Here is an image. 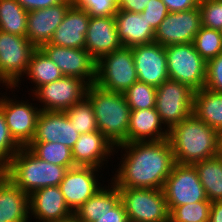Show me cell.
<instances>
[{"mask_svg":"<svg viewBox=\"0 0 222 222\" xmlns=\"http://www.w3.org/2000/svg\"><path fill=\"white\" fill-rule=\"evenodd\" d=\"M119 151L118 168L111 172L114 175L110 179L118 188L163 189L175 164L168 139L123 143L114 153Z\"/></svg>","mask_w":222,"mask_h":222,"instance_id":"obj_1","label":"cell"},{"mask_svg":"<svg viewBox=\"0 0 222 222\" xmlns=\"http://www.w3.org/2000/svg\"><path fill=\"white\" fill-rule=\"evenodd\" d=\"M218 131L194 113L168 131L175 163L193 165L218 155Z\"/></svg>","mask_w":222,"mask_h":222,"instance_id":"obj_2","label":"cell"},{"mask_svg":"<svg viewBox=\"0 0 222 222\" xmlns=\"http://www.w3.org/2000/svg\"><path fill=\"white\" fill-rule=\"evenodd\" d=\"M86 98L90 101L97 129L116 147L127 143L128 125L131 109L123 93L102 89L90 84Z\"/></svg>","mask_w":222,"mask_h":222,"instance_id":"obj_3","label":"cell"},{"mask_svg":"<svg viewBox=\"0 0 222 222\" xmlns=\"http://www.w3.org/2000/svg\"><path fill=\"white\" fill-rule=\"evenodd\" d=\"M67 170V167L43 161L27 147H21L5 166V176L30 195L40 188L59 186Z\"/></svg>","mask_w":222,"mask_h":222,"instance_id":"obj_4","label":"cell"},{"mask_svg":"<svg viewBox=\"0 0 222 222\" xmlns=\"http://www.w3.org/2000/svg\"><path fill=\"white\" fill-rule=\"evenodd\" d=\"M5 88V93L3 91L0 92V108L4 113L6 124L13 139L21 147H27L34 138L41 108H38L39 106L36 102L33 103L35 99L33 96L31 97L30 93H28L30 95L28 98H31V101L27 97H24L25 100H22L19 95H16L15 98L13 94L18 89L14 87ZM6 91H11L13 94L12 97Z\"/></svg>","mask_w":222,"mask_h":222,"instance_id":"obj_5","label":"cell"},{"mask_svg":"<svg viewBox=\"0 0 222 222\" xmlns=\"http://www.w3.org/2000/svg\"><path fill=\"white\" fill-rule=\"evenodd\" d=\"M137 81L132 47H122L97 61L95 84L102 89L124 93Z\"/></svg>","mask_w":222,"mask_h":222,"instance_id":"obj_6","label":"cell"},{"mask_svg":"<svg viewBox=\"0 0 222 222\" xmlns=\"http://www.w3.org/2000/svg\"><path fill=\"white\" fill-rule=\"evenodd\" d=\"M169 79L188 85L194 91L205 88L207 62L193 43L165 46Z\"/></svg>","mask_w":222,"mask_h":222,"instance_id":"obj_7","label":"cell"},{"mask_svg":"<svg viewBox=\"0 0 222 222\" xmlns=\"http://www.w3.org/2000/svg\"><path fill=\"white\" fill-rule=\"evenodd\" d=\"M194 90L181 82L167 79L156 87V110L169 131L193 113Z\"/></svg>","mask_w":222,"mask_h":222,"instance_id":"obj_8","label":"cell"},{"mask_svg":"<svg viewBox=\"0 0 222 222\" xmlns=\"http://www.w3.org/2000/svg\"><path fill=\"white\" fill-rule=\"evenodd\" d=\"M35 50L27 37L0 31V81L5 87L22 80Z\"/></svg>","mask_w":222,"mask_h":222,"instance_id":"obj_9","label":"cell"},{"mask_svg":"<svg viewBox=\"0 0 222 222\" xmlns=\"http://www.w3.org/2000/svg\"><path fill=\"white\" fill-rule=\"evenodd\" d=\"M127 218L143 222H169L163 189L118 188Z\"/></svg>","mask_w":222,"mask_h":222,"instance_id":"obj_10","label":"cell"},{"mask_svg":"<svg viewBox=\"0 0 222 222\" xmlns=\"http://www.w3.org/2000/svg\"><path fill=\"white\" fill-rule=\"evenodd\" d=\"M169 213L178 206L209 201L194 165L175 163L164 187Z\"/></svg>","mask_w":222,"mask_h":222,"instance_id":"obj_11","label":"cell"},{"mask_svg":"<svg viewBox=\"0 0 222 222\" xmlns=\"http://www.w3.org/2000/svg\"><path fill=\"white\" fill-rule=\"evenodd\" d=\"M88 84L77 77L62 76L59 80L38 87L31 96L45 111L64 112L86 97Z\"/></svg>","mask_w":222,"mask_h":222,"instance_id":"obj_12","label":"cell"},{"mask_svg":"<svg viewBox=\"0 0 222 222\" xmlns=\"http://www.w3.org/2000/svg\"><path fill=\"white\" fill-rule=\"evenodd\" d=\"M101 171L104 170L82 166H75L67 170L59 187L68 208L73 213L103 187L105 181L99 176Z\"/></svg>","mask_w":222,"mask_h":222,"instance_id":"obj_13","label":"cell"},{"mask_svg":"<svg viewBox=\"0 0 222 222\" xmlns=\"http://www.w3.org/2000/svg\"><path fill=\"white\" fill-rule=\"evenodd\" d=\"M40 49L58 66L63 76L80 78L88 85L95 84L97 61L85 48L75 49L46 43Z\"/></svg>","mask_w":222,"mask_h":222,"instance_id":"obj_14","label":"cell"},{"mask_svg":"<svg viewBox=\"0 0 222 222\" xmlns=\"http://www.w3.org/2000/svg\"><path fill=\"white\" fill-rule=\"evenodd\" d=\"M202 27L199 7L169 12L155 30V42L162 46L192 43Z\"/></svg>","mask_w":222,"mask_h":222,"instance_id":"obj_15","label":"cell"},{"mask_svg":"<svg viewBox=\"0 0 222 222\" xmlns=\"http://www.w3.org/2000/svg\"><path fill=\"white\" fill-rule=\"evenodd\" d=\"M138 81L158 87L169 79L165 47L153 42L132 47Z\"/></svg>","mask_w":222,"mask_h":222,"instance_id":"obj_16","label":"cell"},{"mask_svg":"<svg viewBox=\"0 0 222 222\" xmlns=\"http://www.w3.org/2000/svg\"><path fill=\"white\" fill-rule=\"evenodd\" d=\"M114 150L115 147L100 131H93L80 134L72 148V158L75 166L105 169L109 160L113 161L111 159L117 156Z\"/></svg>","mask_w":222,"mask_h":222,"instance_id":"obj_17","label":"cell"},{"mask_svg":"<svg viewBox=\"0 0 222 222\" xmlns=\"http://www.w3.org/2000/svg\"><path fill=\"white\" fill-rule=\"evenodd\" d=\"M72 5L71 0L28 12L27 39L36 47L49 43L56 28Z\"/></svg>","mask_w":222,"mask_h":222,"instance_id":"obj_18","label":"cell"},{"mask_svg":"<svg viewBox=\"0 0 222 222\" xmlns=\"http://www.w3.org/2000/svg\"><path fill=\"white\" fill-rule=\"evenodd\" d=\"M79 136L65 112L41 110L31 142H58L72 149Z\"/></svg>","mask_w":222,"mask_h":222,"instance_id":"obj_19","label":"cell"},{"mask_svg":"<svg viewBox=\"0 0 222 222\" xmlns=\"http://www.w3.org/2000/svg\"><path fill=\"white\" fill-rule=\"evenodd\" d=\"M122 47L114 16H90L85 49L96 61Z\"/></svg>","mask_w":222,"mask_h":222,"instance_id":"obj_20","label":"cell"},{"mask_svg":"<svg viewBox=\"0 0 222 222\" xmlns=\"http://www.w3.org/2000/svg\"><path fill=\"white\" fill-rule=\"evenodd\" d=\"M29 206L30 221L35 218V222L56 221L73 214L68 208L59 186L35 190L29 195Z\"/></svg>","mask_w":222,"mask_h":222,"instance_id":"obj_21","label":"cell"},{"mask_svg":"<svg viewBox=\"0 0 222 222\" xmlns=\"http://www.w3.org/2000/svg\"><path fill=\"white\" fill-rule=\"evenodd\" d=\"M89 21L90 15L86 10L71 5L49 43L75 49L85 48Z\"/></svg>","mask_w":222,"mask_h":222,"instance_id":"obj_22","label":"cell"},{"mask_svg":"<svg viewBox=\"0 0 222 222\" xmlns=\"http://www.w3.org/2000/svg\"><path fill=\"white\" fill-rule=\"evenodd\" d=\"M118 37L123 47L155 42V30L141 13L117 10L114 15Z\"/></svg>","mask_w":222,"mask_h":222,"instance_id":"obj_23","label":"cell"},{"mask_svg":"<svg viewBox=\"0 0 222 222\" xmlns=\"http://www.w3.org/2000/svg\"><path fill=\"white\" fill-rule=\"evenodd\" d=\"M168 139V130L154 108L131 110L127 143Z\"/></svg>","mask_w":222,"mask_h":222,"instance_id":"obj_24","label":"cell"},{"mask_svg":"<svg viewBox=\"0 0 222 222\" xmlns=\"http://www.w3.org/2000/svg\"><path fill=\"white\" fill-rule=\"evenodd\" d=\"M0 222H30L29 195L6 176L0 180Z\"/></svg>","mask_w":222,"mask_h":222,"instance_id":"obj_25","label":"cell"},{"mask_svg":"<svg viewBox=\"0 0 222 222\" xmlns=\"http://www.w3.org/2000/svg\"><path fill=\"white\" fill-rule=\"evenodd\" d=\"M107 182L74 213L78 222H95L121 201L118 187L110 179Z\"/></svg>","mask_w":222,"mask_h":222,"instance_id":"obj_26","label":"cell"},{"mask_svg":"<svg viewBox=\"0 0 222 222\" xmlns=\"http://www.w3.org/2000/svg\"><path fill=\"white\" fill-rule=\"evenodd\" d=\"M62 76L63 74L58 66L40 48H36L31 56L27 72L22 78L23 80H20L14 88L21 89V82L30 80L28 83L33 84V88H29L27 93L31 91L32 94L38 87L59 80Z\"/></svg>","mask_w":222,"mask_h":222,"instance_id":"obj_27","label":"cell"},{"mask_svg":"<svg viewBox=\"0 0 222 222\" xmlns=\"http://www.w3.org/2000/svg\"><path fill=\"white\" fill-rule=\"evenodd\" d=\"M193 113L216 131L222 129V93L206 88L194 92Z\"/></svg>","mask_w":222,"mask_h":222,"instance_id":"obj_28","label":"cell"},{"mask_svg":"<svg viewBox=\"0 0 222 222\" xmlns=\"http://www.w3.org/2000/svg\"><path fill=\"white\" fill-rule=\"evenodd\" d=\"M193 165L197 170L207 199L211 202L222 201V157L217 155Z\"/></svg>","mask_w":222,"mask_h":222,"instance_id":"obj_29","label":"cell"},{"mask_svg":"<svg viewBox=\"0 0 222 222\" xmlns=\"http://www.w3.org/2000/svg\"><path fill=\"white\" fill-rule=\"evenodd\" d=\"M28 11L16 0H0V31L26 37Z\"/></svg>","mask_w":222,"mask_h":222,"instance_id":"obj_30","label":"cell"},{"mask_svg":"<svg viewBox=\"0 0 222 222\" xmlns=\"http://www.w3.org/2000/svg\"><path fill=\"white\" fill-rule=\"evenodd\" d=\"M27 148L39 159L51 164L67 167H75L72 158V149L57 143L31 142Z\"/></svg>","mask_w":222,"mask_h":222,"instance_id":"obj_31","label":"cell"},{"mask_svg":"<svg viewBox=\"0 0 222 222\" xmlns=\"http://www.w3.org/2000/svg\"><path fill=\"white\" fill-rule=\"evenodd\" d=\"M64 112L79 134L98 131L97 120L92 105L86 97Z\"/></svg>","mask_w":222,"mask_h":222,"instance_id":"obj_32","label":"cell"},{"mask_svg":"<svg viewBox=\"0 0 222 222\" xmlns=\"http://www.w3.org/2000/svg\"><path fill=\"white\" fill-rule=\"evenodd\" d=\"M192 43L207 62L222 52V32L202 26Z\"/></svg>","mask_w":222,"mask_h":222,"instance_id":"obj_33","label":"cell"},{"mask_svg":"<svg viewBox=\"0 0 222 222\" xmlns=\"http://www.w3.org/2000/svg\"><path fill=\"white\" fill-rule=\"evenodd\" d=\"M131 110L154 108L156 106V87L135 82L123 93Z\"/></svg>","mask_w":222,"mask_h":222,"instance_id":"obj_34","label":"cell"},{"mask_svg":"<svg viewBox=\"0 0 222 222\" xmlns=\"http://www.w3.org/2000/svg\"><path fill=\"white\" fill-rule=\"evenodd\" d=\"M211 201H199L175 207L169 213V222H208Z\"/></svg>","mask_w":222,"mask_h":222,"instance_id":"obj_35","label":"cell"},{"mask_svg":"<svg viewBox=\"0 0 222 222\" xmlns=\"http://www.w3.org/2000/svg\"><path fill=\"white\" fill-rule=\"evenodd\" d=\"M202 26L222 32V0H199Z\"/></svg>","mask_w":222,"mask_h":222,"instance_id":"obj_36","label":"cell"},{"mask_svg":"<svg viewBox=\"0 0 222 222\" xmlns=\"http://www.w3.org/2000/svg\"><path fill=\"white\" fill-rule=\"evenodd\" d=\"M21 146L13 139L0 108V165L5 167Z\"/></svg>","mask_w":222,"mask_h":222,"instance_id":"obj_37","label":"cell"},{"mask_svg":"<svg viewBox=\"0 0 222 222\" xmlns=\"http://www.w3.org/2000/svg\"><path fill=\"white\" fill-rule=\"evenodd\" d=\"M72 5L84 9L91 17L114 16L118 0H71Z\"/></svg>","mask_w":222,"mask_h":222,"instance_id":"obj_38","label":"cell"},{"mask_svg":"<svg viewBox=\"0 0 222 222\" xmlns=\"http://www.w3.org/2000/svg\"><path fill=\"white\" fill-rule=\"evenodd\" d=\"M205 88L222 93V52L207 61Z\"/></svg>","mask_w":222,"mask_h":222,"instance_id":"obj_39","label":"cell"},{"mask_svg":"<svg viewBox=\"0 0 222 222\" xmlns=\"http://www.w3.org/2000/svg\"><path fill=\"white\" fill-rule=\"evenodd\" d=\"M169 13L162 0H150V3L141 12L151 27L156 30Z\"/></svg>","mask_w":222,"mask_h":222,"instance_id":"obj_40","label":"cell"},{"mask_svg":"<svg viewBox=\"0 0 222 222\" xmlns=\"http://www.w3.org/2000/svg\"><path fill=\"white\" fill-rule=\"evenodd\" d=\"M127 220V213L122 201H120L110 211L100 216L95 222H125Z\"/></svg>","mask_w":222,"mask_h":222,"instance_id":"obj_41","label":"cell"},{"mask_svg":"<svg viewBox=\"0 0 222 222\" xmlns=\"http://www.w3.org/2000/svg\"><path fill=\"white\" fill-rule=\"evenodd\" d=\"M169 12L192 10L198 7L199 0H162Z\"/></svg>","mask_w":222,"mask_h":222,"instance_id":"obj_42","label":"cell"},{"mask_svg":"<svg viewBox=\"0 0 222 222\" xmlns=\"http://www.w3.org/2000/svg\"><path fill=\"white\" fill-rule=\"evenodd\" d=\"M25 10L33 11L51 7L53 5L64 2L65 0H16Z\"/></svg>","mask_w":222,"mask_h":222,"instance_id":"obj_43","label":"cell"},{"mask_svg":"<svg viewBox=\"0 0 222 222\" xmlns=\"http://www.w3.org/2000/svg\"><path fill=\"white\" fill-rule=\"evenodd\" d=\"M149 3L150 0H118L117 10L141 13Z\"/></svg>","mask_w":222,"mask_h":222,"instance_id":"obj_44","label":"cell"},{"mask_svg":"<svg viewBox=\"0 0 222 222\" xmlns=\"http://www.w3.org/2000/svg\"><path fill=\"white\" fill-rule=\"evenodd\" d=\"M208 222H222V201L211 202Z\"/></svg>","mask_w":222,"mask_h":222,"instance_id":"obj_45","label":"cell"},{"mask_svg":"<svg viewBox=\"0 0 222 222\" xmlns=\"http://www.w3.org/2000/svg\"><path fill=\"white\" fill-rule=\"evenodd\" d=\"M217 151L218 155L222 157V129L218 131Z\"/></svg>","mask_w":222,"mask_h":222,"instance_id":"obj_46","label":"cell"},{"mask_svg":"<svg viewBox=\"0 0 222 222\" xmlns=\"http://www.w3.org/2000/svg\"><path fill=\"white\" fill-rule=\"evenodd\" d=\"M49 222H78V220H77L75 214L73 213L72 215H70L67 218L56 220V221H49Z\"/></svg>","mask_w":222,"mask_h":222,"instance_id":"obj_47","label":"cell"},{"mask_svg":"<svg viewBox=\"0 0 222 222\" xmlns=\"http://www.w3.org/2000/svg\"><path fill=\"white\" fill-rule=\"evenodd\" d=\"M5 176V167L0 165V180Z\"/></svg>","mask_w":222,"mask_h":222,"instance_id":"obj_48","label":"cell"},{"mask_svg":"<svg viewBox=\"0 0 222 222\" xmlns=\"http://www.w3.org/2000/svg\"><path fill=\"white\" fill-rule=\"evenodd\" d=\"M125 222H143V221H137V220H133V219L127 218V220Z\"/></svg>","mask_w":222,"mask_h":222,"instance_id":"obj_49","label":"cell"},{"mask_svg":"<svg viewBox=\"0 0 222 222\" xmlns=\"http://www.w3.org/2000/svg\"><path fill=\"white\" fill-rule=\"evenodd\" d=\"M0 86L2 87V88H0V89H4L3 87H4L5 85L0 81Z\"/></svg>","mask_w":222,"mask_h":222,"instance_id":"obj_50","label":"cell"}]
</instances>
